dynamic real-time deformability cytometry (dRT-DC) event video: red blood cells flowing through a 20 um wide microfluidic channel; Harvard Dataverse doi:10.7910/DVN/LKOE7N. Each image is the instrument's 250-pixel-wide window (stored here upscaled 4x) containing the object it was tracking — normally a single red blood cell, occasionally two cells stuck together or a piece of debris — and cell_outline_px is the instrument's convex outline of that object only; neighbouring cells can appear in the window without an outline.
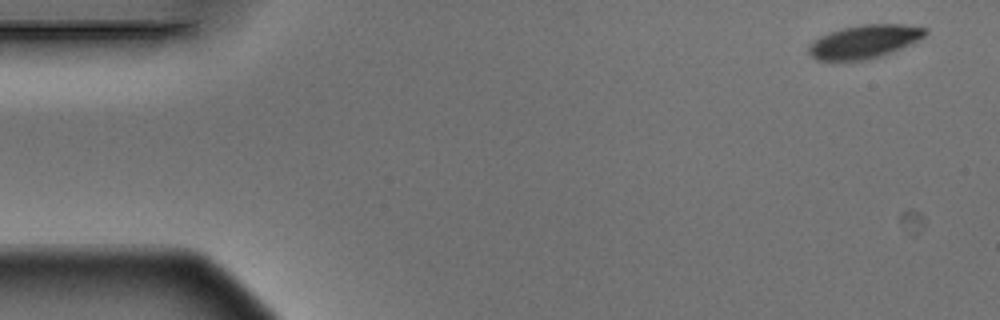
{"species": "Egyptian fruit bat (a non-hibernating species)", "species_latin": "Rousettus aegyptiacus", "temperature_condition": "warm", "stored_images_in_passage": 4, "camera_frame_rate_fps": 3000, "um_per_image_px": 0.085, "animal": {"sex": "male"}, "frame": {"image": 1, "passage_image": 1, "time_ms": 0.0, "image_size_px": [1000, 320], "cell_outline_px": [[928, 32], [920, 40], [884, 56], [864, 60], [816, 60], [808, 52], [808, 48], [820, 36], [840, 28], [860, 24], [904, 24], [928, 28]], "centroid_in_image_um": [73.53, 3.53], "position_along_channel_um": 11.5, "area_um2": 22.83}}